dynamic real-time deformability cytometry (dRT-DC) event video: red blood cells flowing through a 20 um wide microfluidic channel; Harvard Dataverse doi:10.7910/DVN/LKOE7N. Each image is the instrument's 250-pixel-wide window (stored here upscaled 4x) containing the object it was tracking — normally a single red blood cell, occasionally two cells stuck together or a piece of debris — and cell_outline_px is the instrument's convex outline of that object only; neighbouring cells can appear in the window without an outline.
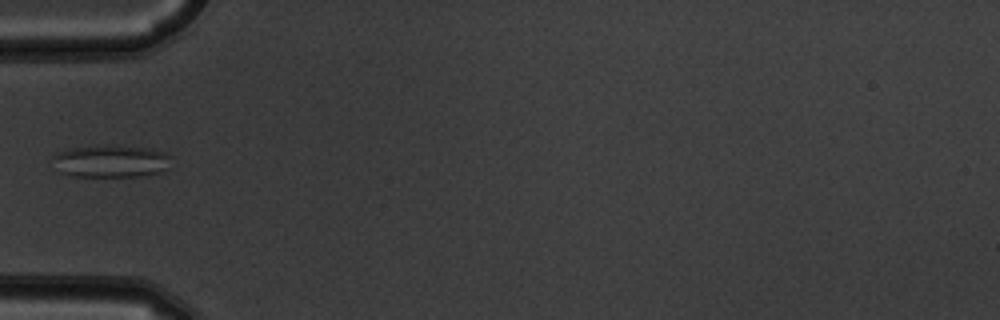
{"species": "common noctule bat (a hibernating species)", "species_latin": "Nyctalus noctula", "temperature_condition": "warm", "stored_images_in_passage": 4, "camera_frame_rate_fps": 3000, "um_per_image_px": 0.085, "animal": {"sex": "male", "body_mass_g": 19.5, "forearm_length_mm": 54.6}, "frame": {"image": 1, "passage_image": 4, "time_ms": 1.0, "image_size_px": [1000, 320], "cell_outline_px": [[172, 156], [168, 168], [160, 172], [140, 176], [72, 176], [60, 172], [52, 156], [56, 152], [68, 148], [96, 144], [108, 144], [152, 148], [164, 152]], "centroid_in_image_um": [9.44, 13.66], "position_along_channel_um": 75.6, "area_um2": 22.89}}